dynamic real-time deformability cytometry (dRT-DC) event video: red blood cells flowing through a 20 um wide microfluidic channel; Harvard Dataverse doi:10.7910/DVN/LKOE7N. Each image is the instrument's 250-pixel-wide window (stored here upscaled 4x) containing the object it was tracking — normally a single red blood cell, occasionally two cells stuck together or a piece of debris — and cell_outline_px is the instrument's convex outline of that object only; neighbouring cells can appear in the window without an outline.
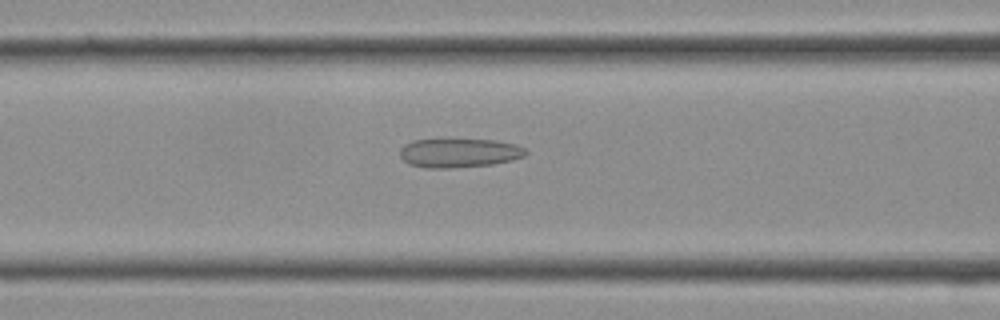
{"species": "Egyptian fruit bat (a non-hibernating species)", "species_latin": "Rousettus aegyptiacus", "temperature_condition": "cold", "stored_images_in_passage": 30, "camera_frame_rate_fps": 3000, "um_per_image_px": 0.085, "frame": {"image": 1, "passage_image": 12, "time_ms": 3.667, "image_size_px": [1000, 320], "cell_outline_px": [[528, 152], [524, 156], [512, 160], [492, 164], [452, 168], [424, 168], [408, 164], [400, 156], [400, 148], [404, 144], [412, 140], [496, 140], [516, 144], [524, 148]], "centroid_in_image_um": [39.01, 13.0], "position_along_channel_um": 127.6, "area_um2": 21.27}}
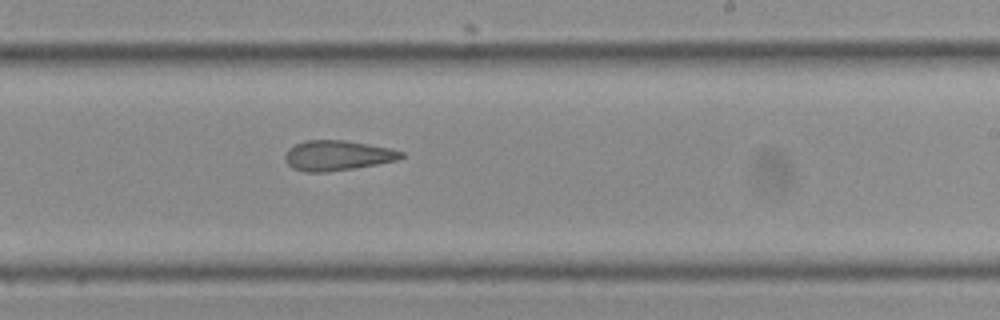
{"frame": {"image": 2, "passage_image": 18, "time_ms": 5.667, "image_size_px": [1000, 320], "cell_outline_px": [[404, 156], [400, 160], [352, 168], [324, 172], [304, 172], [292, 168], [284, 160], [284, 156], [288, 148], [304, 140], [344, 140], [368, 144], [388, 148], [404, 152]], "centroid_in_image_um": [28.65, 13.21], "position_along_channel_um": 260.4, "area_um2": 20.35}}
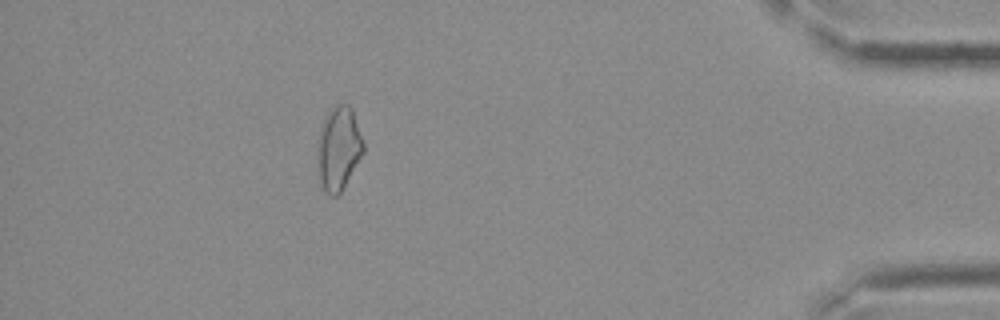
{"frame": {"image": 3, "passage_image": 27, "time_ms": 8.667, "image_size_px": [1000, 320], "cell_outline_px": [[364, 152], [340, 192], [336, 196], [328, 196], [324, 192], [320, 184], [316, 152], [316, 140], [324, 120], [328, 112], [332, 108], [340, 104], [348, 104], [352, 108], [364, 144]], "centroid_in_image_um": [28.75, 12.64], "position_along_channel_um": 406.5, "area_um2": 22.48}}